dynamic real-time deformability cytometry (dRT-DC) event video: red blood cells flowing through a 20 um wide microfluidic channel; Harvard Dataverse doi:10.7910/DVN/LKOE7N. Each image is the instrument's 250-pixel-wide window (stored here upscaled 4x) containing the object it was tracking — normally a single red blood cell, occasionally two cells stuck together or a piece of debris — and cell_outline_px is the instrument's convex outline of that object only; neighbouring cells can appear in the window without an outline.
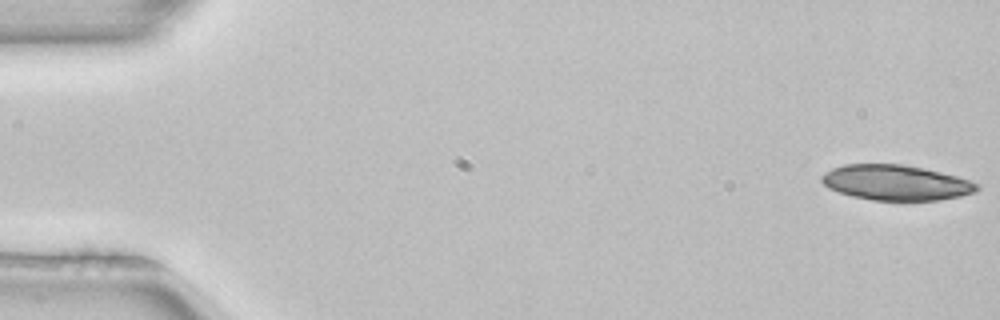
{"species": "common noctule bat (a hibernating species)", "species_latin": "Nyctalus noctula", "temperature_condition": "room temperature", "stored_images_in_passage": 5, "camera_frame_rate_fps": 3000, "um_per_image_px": 0.085, "animal": {"sex": "female", "body_mass_g": 22.7, "forearm_length_mm": 54.2}, "frame": {"image": 1, "passage_image": 1, "time_ms": 0.0, "image_size_px": [1000, 320], "cell_outline_px": [[980, 188], [976, 192], [960, 196], [940, 200], [872, 200], [852, 196], [828, 188], [820, 180], [820, 176], [824, 172], [832, 168], [844, 164], [900, 164], [924, 168], [956, 176], [980, 184]], "centroid_in_image_um": [76.14, 15.52], "position_along_channel_um": 8.9, "area_um2": 31.96}}
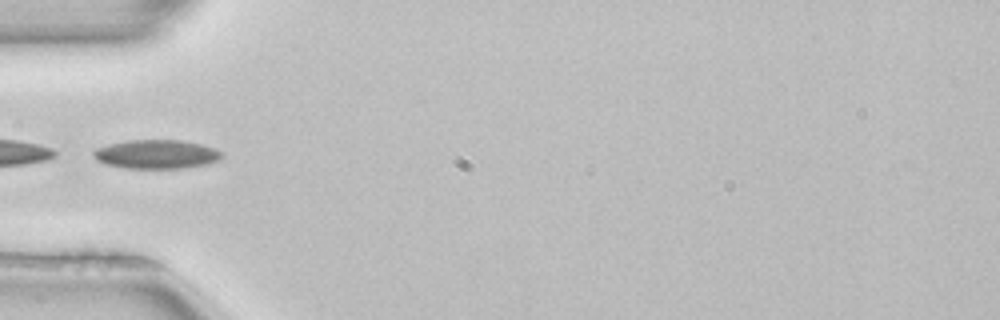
{"frame": {"image": 2, "passage_image": 5, "time_ms": 1.333, "image_size_px": [1000, 320], "cell_outline_px": [[224, 156], [220, 160], [204, 164], [184, 168], [124, 168], [108, 164], [96, 160], [92, 156], [92, 152], [96, 148], [108, 144], [128, 140], [180, 140], [200, 144], [216, 148], [224, 152]], "centroid_in_image_um": [13.31, 13.1], "position_along_channel_um": 71.7, "area_um2": 21.73}}